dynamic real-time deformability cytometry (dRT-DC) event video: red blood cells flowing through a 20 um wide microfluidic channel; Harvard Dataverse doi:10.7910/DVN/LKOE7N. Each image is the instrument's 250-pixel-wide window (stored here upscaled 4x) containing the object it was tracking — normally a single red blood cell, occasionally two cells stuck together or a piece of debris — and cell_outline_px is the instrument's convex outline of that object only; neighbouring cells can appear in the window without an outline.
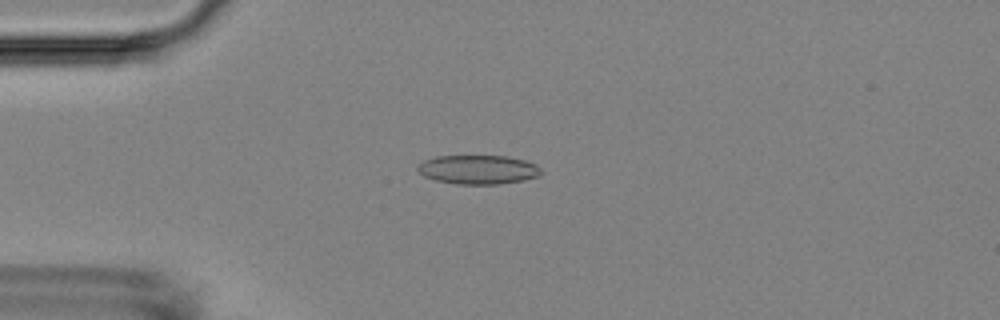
{"species": "Egyptian fruit bat (a non-hibernating species)", "species_latin": "Rousettus aegyptiacus", "temperature_condition": "room temperature", "stored_images_in_passage": 52, "camera_frame_rate_fps": 3000, "um_per_image_px": 0.085, "animal": {"sex": "female"}, "frame": {"image": 1, "passage_image": 11, "time_ms": 3.333, "image_size_px": [1000, 320], "cell_outline_px": [[540, 176], [524, 180], [496, 184], [456, 184], [436, 180], [424, 176], [416, 168], [416, 164], [424, 160], [436, 156], [508, 156], [524, 160], [536, 164], [540, 168]], "centroid_in_image_um": [40.62, 14.41], "position_along_channel_um": 44.4, "area_um2": 20.92}}
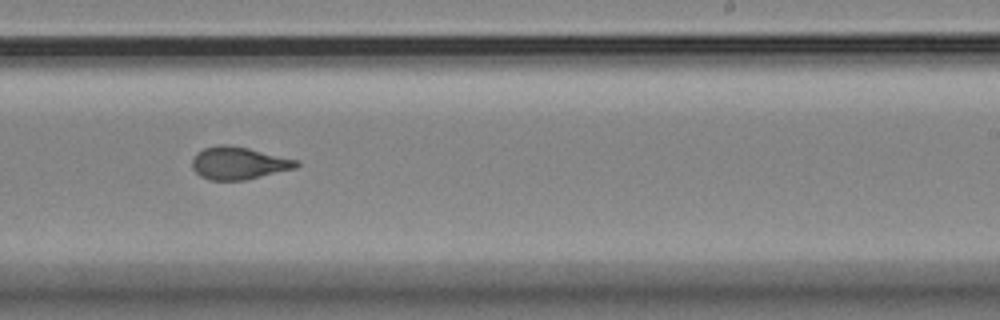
{"frame": {"image": 2, "passage_image": 31, "time_ms": 10.0, "image_size_px": [1000, 320], "cell_outline_px": [[300, 164], [296, 168], [244, 180], [208, 180], [200, 176], [192, 168], [192, 160], [196, 152], [204, 148], [216, 144], [228, 144], [248, 148], [296, 160]], "centroid_in_image_um": [20.23, 13.86], "position_along_channel_um": 268.8, "area_um2": 19.71}}
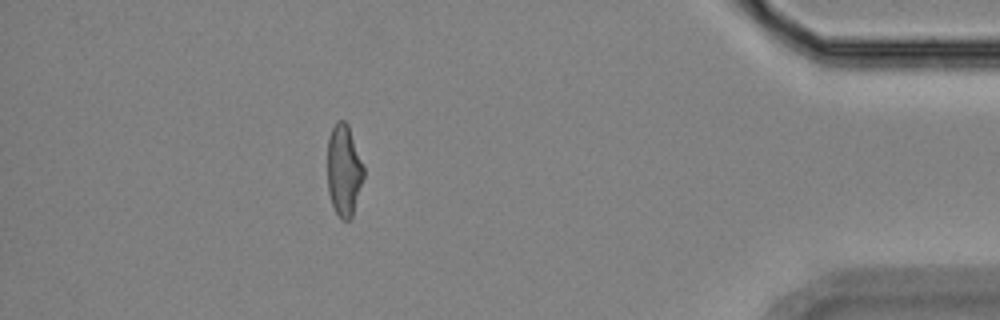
{"frame": {"image": 3, "passage_image": 46, "time_ms": 15.0, "image_size_px": [1000, 320], "cell_outline_px": [[364, 176], [352, 216], [348, 220], [344, 220], [336, 212], [332, 204], [328, 192], [328, 136], [336, 120], [344, 120], [348, 124], [364, 168]], "centroid_in_image_um": [29.22, 14.44], "position_along_channel_um": 406.0, "area_um2": 19.13}, "authors_computed_cell_mechanics": {"area_um2": 20.1144, "velocity_mm_per_s": 3.6412, "shape_relaxation_time_tau1_ms": 7.2229, "shape_relaxation_time_tau2_ms": 1.4176, "deformation_change_tau1": 0.1833, "deformation_change_tau2": 0.0867}}